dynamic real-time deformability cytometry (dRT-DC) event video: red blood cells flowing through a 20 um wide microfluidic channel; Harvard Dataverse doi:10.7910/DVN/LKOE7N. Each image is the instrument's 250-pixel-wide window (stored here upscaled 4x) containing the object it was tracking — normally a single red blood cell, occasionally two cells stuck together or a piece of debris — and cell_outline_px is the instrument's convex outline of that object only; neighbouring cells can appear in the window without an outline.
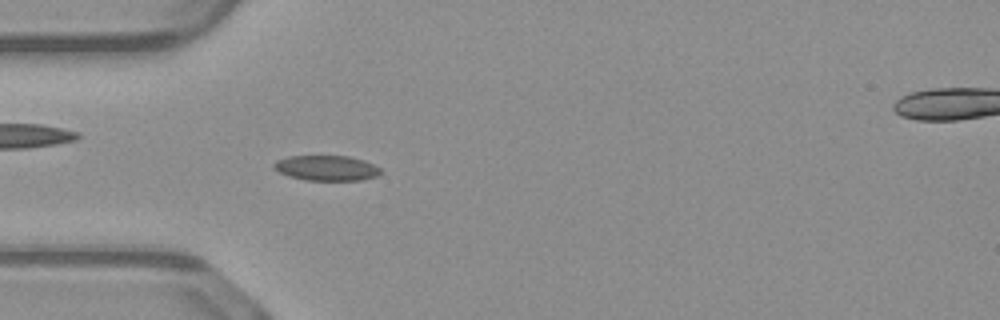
{"species": "common noctule bat (a hibernating species)", "species_latin": "Nyctalus noctula", "temperature_condition": "warm", "stored_images_in_passage": 48, "camera_frame_rate_fps": 3000, "um_per_image_px": 0.085, "animal": {"sex": "male", "body_mass_g": 23.1, "forearm_length_mm": 52.7}, "frame": {"image": 1, "passage_image": 13, "time_ms": 4.0, "image_size_px": [1000, 320], "cell_outline_px": [[384, 172], [376, 176], [360, 180], [304, 180], [288, 176], [272, 168], [272, 164], [276, 160], [288, 156], [348, 156], [364, 160], [380, 168]], "centroid_in_image_um": [27.73, 14.28], "position_along_channel_um": 57.3, "area_um2": 15.78}}
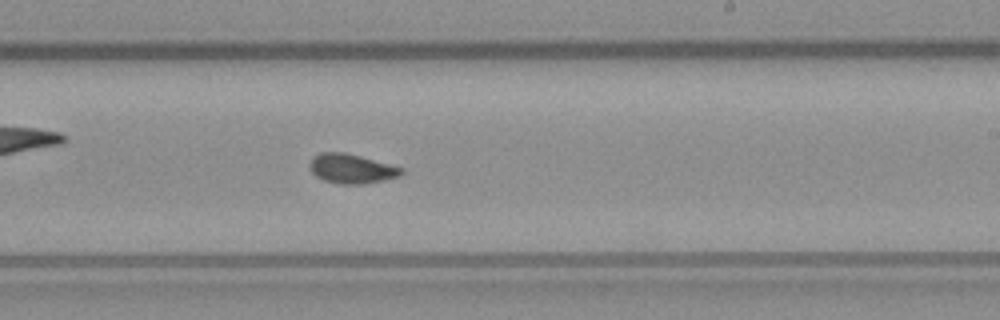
{"frame": {"image": 2, "passage_image": 28, "time_ms": 9.0, "image_size_px": [1000, 320], "cell_outline_px": [[404, 172], [400, 176], [384, 180], [360, 184], [340, 184], [324, 180], [316, 176], [312, 172], [312, 160], [320, 152], [344, 152], [360, 156], [404, 168]], "centroid_in_image_um": [29.93, 14.34], "position_along_channel_um": 259.1, "area_um2": 15.43}}
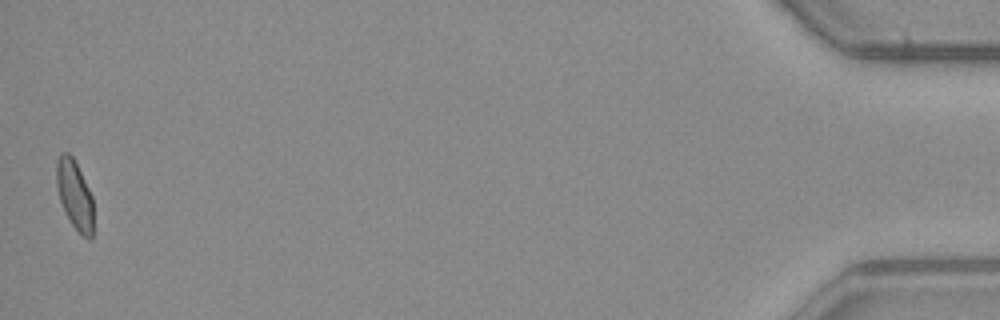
{"frame": {"image": 3, "passage_image": 48, "time_ms": 15.667, "image_size_px": [1000, 320], "cell_outline_px": [[92, 236], [88, 240], [72, 224], [60, 200], [56, 184], [56, 160], [60, 152], [68, 152], [72, 156], [92, 196]], "centroid_in_image_um": [6.32, 16.5], "position_along_channel_um": 428.9, "area_um2": 14.45}, "authors_computed_cell_mechanics": {"area_um2": 15.4615, "velocity_mm_per_s": 4.0957, "shape_relaxation_time_tau1_ms": 10.2985, "shape_relaxation_time_tau2_ms": 2.2165, "deformation_change_tau1": 0.2099, "deformation_change_tau2": 0.0527}}